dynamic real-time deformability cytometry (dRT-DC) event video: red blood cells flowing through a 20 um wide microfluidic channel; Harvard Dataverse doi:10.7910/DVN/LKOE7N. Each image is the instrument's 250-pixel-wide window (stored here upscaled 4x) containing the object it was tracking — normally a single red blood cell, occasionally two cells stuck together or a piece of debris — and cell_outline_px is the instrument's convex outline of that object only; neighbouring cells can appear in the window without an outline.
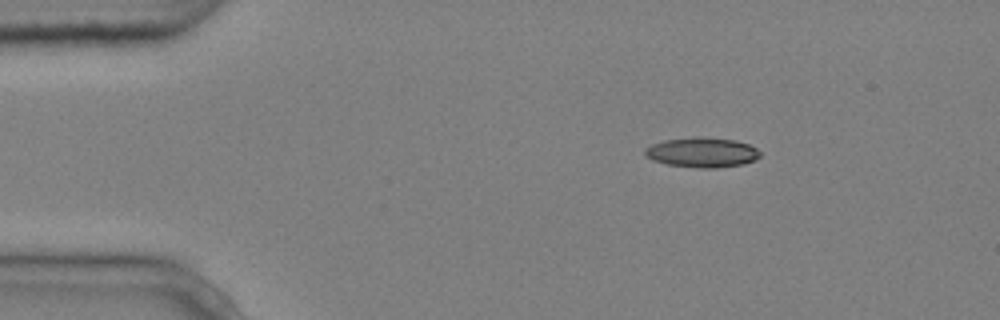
{"species": "common noctule bat (a hibernating species)", "species_latin": "Nyctalus noctula", "temperature_condition": "cold", "stored_images_in_passage": 4, "camera_frame_rate_fps": 3000, "um_per_image_px": 0.085, "animal": {"sex": "male", "body_mass_g": 20.4}, "frame": {"image": 1, "passage_image": 2, "time_ms": 0.333, "image_size_px": [1000, 320], "cell_outline_px": [[760, 156], [756, 160], [744, 164], [716, 168], [700, 168], [668, 164], [652, 160], [644, 156], [644, 148], [652, 144], [664, 140], [692, 136], [700, 136], [736, 140], [748, 144], [756, 148], [760, 152]], "centroid_in_image_um": [59.67, 12.94], "position_along_channel_um": 25.3, "area_um2": 20.35}}